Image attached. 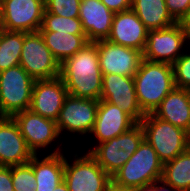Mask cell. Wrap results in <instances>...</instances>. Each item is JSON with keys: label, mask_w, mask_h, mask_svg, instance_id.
Wrapping results in <instances>:
<instances>
[{"label": "cell", "mask_w": 190, "mask_h": 191, "mask_svg": "<svg viewBox=\"0 0 190 191\" xmlns=\"http://www.w3.org/2000/svg\"><path fill=\"white\" fill-rule=\"evenodd\" d=\"M60 77L68 94L77 98L100 100L102 79L97 44L89 42L60 65Z\"/></svg>", "instance_id": "cell-1"}, {"label": "cell", "mask_w": 190, "mask_h": 191, "mask_svg": "<svg viewBox=\"0 0 190 191\" xmlns=\"http://www.w3.org/2000/svg\"><path fill=\"white\" fill-rule=\"evenodd\" d=\"M138 103L145 114L153 113L174 87L173 67L142 59L134 75Z\"/></svg>", "instance_id": "cell-2"}, {"label": "cell", "mask_w": 190, "mask_h": 191, "mask_svg": "<svg viewBox=\"0 0 190 191\" xmlns=\"http://www.w3.org/2000/svg\"><path fill=\"white\" fill-rule=\"evenodd\" d=\"M163 163L144 139L134 154L112 176V183L122 188L137 189L162 178Z\"/></svg>", "instance_id": "cell-3"}, {"label": "cell", "mask_w": 190, "mask_h": 191, "mask_svg": "<svg viewBox=\"0 0 190 191\" xmlns=\"http://www.w3.org/2000/svg\"><path fill=\"white\" fill-rule=\"evenodd\" d=\"M144 139L153 147L163 164L188 150L190 134L148 113L141 120Z\"/></svg>", "instance_id": "cell-4"}, {"label": "cell", "mask_w": 190, "mask_h": 191, "mask_svg": "<svg viewBox=\"0 0 190 191\" xmlns=\"http://www.w3.org/2000/svg\"><path fill=\"white\" fill-rule=\"evenodd\" d=\"M34 82L20 65L0 72V117H13L30 108Z\"/></svg>", "instance_id": "cell-5"}, {"label": "cell", "mask_w": 190, "mask_h": 191, "mask_svg": "<svg viewBox=\"0 0 190 191\" xmlns=\"http://www.w3.org/2000/svg\"><path fill=\"white\" fill-rule=\"evenodd\" d=\"M70 163L65 157L64 178L69 191H107L112 177L98 164L96 159L87 152L85 155L74 156Z\"/></svg>", "instance_id": "cell-6"}, {"label": "cell", "mask_w": 190, "mask_h": 191, "mask_svg": "<svg viewBox=\"0 0 190 191\" xmlns=\"http://www.w3.org/2000/svg\"><path fill=\"white\" fill-rule=\"evenodd\" d=\"M20 66L34 80L52 79L60 76V64L46 46L39 31L23 32Z\"/></svg>", "instance_id": "cell-7"}, {"label": "cell", "mask_w": 190, "mask_h": 191, "mask_svg": "<svg viewBox=\"0 0 190 191\" xmlns=\"http://www.w3.org/2000/svg\"><path fill=\"white\" fill-rule=\"evenodd\" d=\"M190 36L179 23L157 30H149L143 59L172 65L183 53Z\"/></svg>", "instance_id": "cell-8"}, {"label": "cell", "mask_w": 190, "mask_h": 191, "mask_svg": "<svg viewBox=\"0 0 190 191\" xmlns=\"http://www.w3.org/2000/svg\"><path fill=\"white\" fill-rule=\"evenodd\" d=\"M45 0H2L0 28L37 32L42 26Z\"/></svg>", "instance_id": "cell-9"}, {"label": "cell", "mask_w": 190, "mask_h": 191, "mask_svg": "<svg viewBox=\"0 0 190 191\" xmlns=\"http://www.w3.org/2000/svg\"><path fill=\"white\" fill-rule=\"evenodd\" d=\"M99 100L77 98L68 95L56 120L59 133L91 134L98 109Z\"/></svg>", "instance_id": "cell-10"}, {"label": "cell", "mask_w": 190, "mask_h": 191, "mask_svg": "<svg viewBox=\"0 0 190 191\" xmlns=\"http://www.w3.org/2000/svg\"><path fill=\"white\" fill-rule=\"evenodd\" d=\"M97 44L99 65L102 74H119L134 77L143 53L137 49L99 40Z\"/></svg>", "instance_id": "cell-11"}, {"label": "cell", "mask_w": 190, "mask_h": 191, "mask_svg": "<svg viewBox=\"0 0 190 191\" xmlns=\"http://www.w3.org/2000/svg\"><path fill=\"white\" fill-rule=\"evenodd\" d=\"M100 100L119 106L137 123L146 115L138 103L133 77L103 74Z\"/></svg>", "instance_id": "cell-12"}, {"label": "cell", "mask_w": 190, "mask_h": 191, "mask_svg": "<svg viewBox=\"0 0 190 191\" xmlns=\"http://www.w3.org/2000/svg\"><path fill=\"white\" fill-rule=\"evenodd\" d=\"M13 119L34 155H39V149H48L49 144L61 136L55 120L42 117L30 109L16 113Z\"/></svg>", "instance_id": "cell-13"}, {"label": "cell", "mask_w": 190, "mask_h": 191, "mask_svg": "<svg viewBox=\"0 0 190 191\" xmlns=\"http://www.w3.org/2000/svg\"><path fill=\"white\" fill-rule=\"evenodd\" d=\"M68 91L62 78L35 80L30 110L42 117L57 120Z\"/></svg>", "instance_id": "cell-14"}, {"label": "cell", "mask_w": 190, "mask_h": 191, "mask_svg": "<svg viewBox=\"0 0 190 191\" xmlns=\"http://www.w3.org/2000/svg\"><path fill=\"white\" fill-rule=\"evenodd\" d=\"M33 156L13 117H0V166L26 164Z\"/></svg>", "instance_id": "cell-15"}, {"label": "cell", "mask_w": 190, "mask_h": 191, "mask_svg": "<svg viewBox=\"0 0 190 191\" xmlns=\"http://www.w3.org/2000/svg\"><path fill=\"white\" fill-rule=\"evenodd\" d=\"M148 29L130 9L114 14L111 32L107 40L118 45L130 47L144 52Z\"/></svg>", "instance_id": "cell-16"}, {"label": "cell", "mask_w": 190, "mask_h": 191, "mask_svg": "<svg viewBox=\"0 0 190 191\" xmlns=\"http://www.w3.org/2000/svg\"><path fill=\"white\" fill-rule=\"evenodd\" d=\"M137 122L119 106L99 100L91 134L98 143L109 141L134 127Z\"/></svg>", "instance_id": "cell-17"}, {"label": "cell", "mask_w": 190, "mask_h": 191, "mask_svg": "<svg viewBox=\"0 0 190 191\" xmlns=\"http://www.w3.org/2000/svg\"><path fill=\"white\" fill-rule=\"evenodd\" d=\"M114 14L101 0H81L79 19L89 42L108 38Z\"/></svg>", "instance_id": "cell-18"}, {"label": "cell", "mask_w": 190, "mask_h": 191, "mask_svg": "<svg viewBox=\"0 0 190 191\" xmlns=\"http://www.w3.org/2000/svg\"><path fill=\"white\" fill-rule=\"evenodd\" d=\"M152 114L190 134V90L174 87Z\"/></svg>", "instance_id": "cell-19"}, {"label": "cell", "mask_w": 190, "mask_h": 191, "mask_svg": "<svg viewBox=\"0 0 190 191\" xmlns=\"http://www.w3.org/2000/svg\"><path fill=\"white\" fill-rule=\"evenodd\" d=\"M29 163L34 171L36 191H53L63 181L65 155L60 147L40 159L34 155Z\"/></svg>", "instance_id": "cell-20"}, {"label": "cell", "mask_w": 190, "mask_h": 191, "mask_svg": "<svg viewBox=\"0 0 190 191\" xmlns=\"http://www.w3.org/2000/svg\"><path fill=\"white\" fill-rule=\"evenodd\" d=\"M39 32L60 65L89 43L86 34H70L57 31Z\"/></svg>", "instance_id": "cell-21"}, {"label": "cell", "mask_w": 190, "mask_h": 191, "mask_svg": "<svg viewBox=\"0 0 190 191\" xmlns=\"http://www.w3.org/2000/svg\"><path fill=\"white\" fill-rule=\"evenodd\" d=\"M131 9L148 30L163 29L176 23L167 11L165 0H132Z\"/></svg>", "instance_id": "cell-22"}, {"label": "cell", "mask_w": 190, "mask_h": 191, "mask_svg": "<svg viewBox=\"0 0 190 191\" xmlns=\"http://www.w3.org/2000/svg\"><path fill=\"white\" fill-rule=\"evenodd\" d=\"M120 147L119 135L109 141L96 144L88 152L96 159L103 170L112 177L130 158L126 151Z\"/></svg>", "instance_id": "cell-23"}, {"label": "cell", "mask_w": 190, "mask_h": 191, "mask_svg": "<svg viewBox=\"0 0 190 191\" xmlns=\"http://www.w3.org/2000/svg\"><path fill=\"white\" fill-rule=\"evenodd\" d=\"M161 180L179 191H190L189 150L163 164Z\"/></svg>", "instance_id": "cell-24"}, {"label": "cell", "mask_w": 190, "mask_h": 191, "mask_svg": "<svg viewBox=\"0 0 190 191\" xmlns=\"http://www.w3.org/2000/svg\"><path fill=\"white\" fill-rule=\"evenodd\" d=\"M23 32L0 28V72L20 64Z\"/></svg>", "instance_id": "cell-25"}, {"label": "cell", "mask_w": 190, "mask_h": 191, "mask_svg": "<svg viewBox=\"0 0 190 191\" xmlns=\"http://www.w3.org/2000/svg\"><path fill=\"white\" fill-rule=\"evenodd\" d=\"M39 31H54L70 34H85L82 28V23L79 18H69L44 10L43 22Z\"/></svg>", "instance_id": "cell-26"}, {"label": "cell", "mask_w": 190, "mask_h": 191, "mask_svg": "<svg viewBox=\"0 0 190 191\" xmlns=\"http://www.w3.org/2000/svg\"><path fill=\"white\" fill-rule=\"evenodd\" d=\"M12 182L14 191H36V179L29 162L12 166Z\"/></svg>", "instance_id": "cell-27"}, {"label": "cell", "mask_w": 190, "mask_h": 191, "mask_svg": "<svg viewBox=\"0 0 190 191\" xmlns=\"http://www.w3.org/2000/svg\"><path fill=\"white\" fill-rule=\"evenodd\" d=\"M81 0H45V10L54 15L79 18Z\"/></svg>", "instance_id": "cell-28"}, {"label": "cell", "mask_w": 190, "mask_h": 191, "mask_svg": "<svg viewBox=\"0 0 190 191\" xmlns=\"http://www.w3.org/2000/svg\"><path fill=\"white\" fill-rule=\"evenodd\" d=\"M188 53H183L172 67L175 87L190 90V52Z\"/></svg>", "instance_id": "cell-29"}, {"label": "cell", "mask_w": 190, "mask_h": 191, "mask_svg": "<svg viewBox=\"0 0 190 191\" xmlns=\"http://www.w3.org/2000/svg\"><path fill=\"white\" fill-rule=\"evenodd\" d=\"M144 140V132L140 123H137L127 132L120 134V148L131 157Z\"/></svg>", "instance_id": "cell-30"}, {"label": "cell", "mask_w": 190, "mask_h": 191, "mask_svg": "<svg viewBox=\"0 0 190 191\" xmlns=\"http://www.w3.org/2000/svg\"><path fill=\"white\" fill-rule=\"evenodd\" d=\"M166 8L172 19L179 23L190 7V0H165Z\"/></svg>", "instance_id": "cell-31"}, {"label": "cell", "mask_w": 190, "mask_h": 191, "mask_svg": "<svg viewBox=\"0 0 190 191\" xmlns=\"http://www.w3.org/2000/svg\"><path fill=\"white\" fill-rule=\"evenodd\" d=\"M0 191H14L12 166H0Z\"/></svg>", "instance_id": "cell-32"}, {"label": "cell", "mask_w": 190, "mask_h": 191, "mask_svg": "<svg viewBox=\"0 0 190 191\" xmlns=\"http://www.w3.org/2000/svg\"><path fill=\"white\" fill-rule=\"evenodd\" d=\"M114 13L131 9L132 0H101Z\"/></svg>", "instance_id": "cell-33"}, {"label": "cell", "mask_w": 190, "mask_h": 191, "mask_svg": "<svg viewBox=\"0 0 190 191\" xmlns=\"http://www.w3.org/2000/svg\"><path fill=\"white\" fill-rule=\"evenodd\" d=\"M137 191H179L173 188L171 185L166 184L163 180H157L156 182L148 185L141 186L136 189Z\"/></svg>", "instance_id": "cell-34"}, {"label": "cell", "mask_w": 190, "mask_h": 191, "mask_svg": "<svg viewBox=\"0 0 190 191\" xmlns=\"http://www.w3.org/2000/svg\"><path fill=\"white\" fill-rule=\"evenodd\" d=\"M179 24L185 30V32L190 36V7L188 8L184 17L180 20Z\"/></svg>", "instance_id": "cell-35"}, {"label": "cell", "mask_w": 190, "mask_h": 191, "mask_svg": "<svg viewBox=\"0 0 190 191\" xmlns=\"http://www.w3.org/2000/svg\"><path fill=\"white\" fill-rule=\"evenodd\" d=\"M107 191H137V190L131 188H122L111 183Z\"/></svg>", "instance_id": "cell-36"}, {"label": "cell", "mask_w": 190, "mask_h": 191, "mask_svg": "<svg viewBox=\"0 0 190 191\" xmlns=\"http://www.w3.org/2000/svg\"><path fill=\"white\" fill-rule=\"evenodd\" d=\"M53 191H69L65 181L59 183V185Z\"/></svg>", "instance_id": "cell-37"}, {"label": "cell", "mask_w": 190, "mask_h": 191, "mask_svg": "<svg viewBox=\"0 0 190 191\" xmlns=\"http://www.w3.org/2000/svg\"><path fill=\"white\" fill-rule=\"evenodd\" d=\"M188 150L190 151V138H189Z\"/></svg>", "instance_id": "cell-38"}, {"label": "cell", "mask_w": 190, "mask_h": 191, "mask_svg": "<svg viewBox=\"0 0 190 191\" xmlns=\"http://www.w3.org/2000/svg\"><path fill=\"white\" fill-rule=\"evenodd\" d=\"M0 17H1V1H0Z\"/></svg>", "instance_id": "cell-39"}]
</instances>
